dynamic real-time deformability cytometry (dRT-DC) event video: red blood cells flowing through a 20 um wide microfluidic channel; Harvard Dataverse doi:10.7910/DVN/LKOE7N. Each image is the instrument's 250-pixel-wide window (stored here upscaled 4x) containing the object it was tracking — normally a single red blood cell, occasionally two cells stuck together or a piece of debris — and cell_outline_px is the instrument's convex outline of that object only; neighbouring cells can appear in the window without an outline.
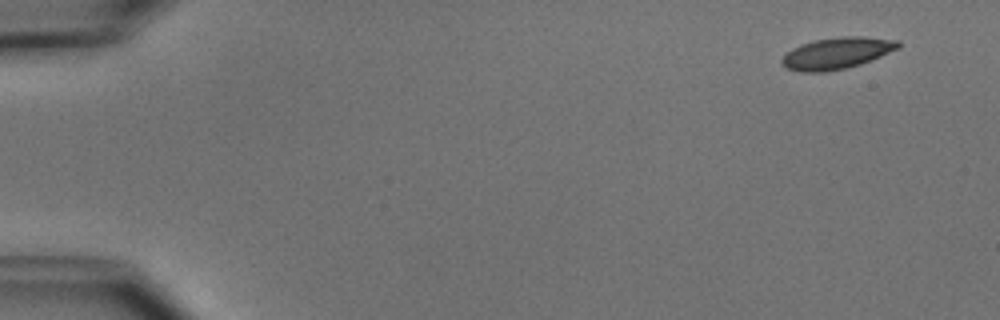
{"species": "common noctule bat (a hibernating species)", "species_latin": "Nyctalus noctula", "temperature_condition": "cold", "stored_images_in_passage": 5, "camera_frame_rate_fps": 3000, "um_per_image_px": 0.085, "animal": {"sex": "male", "body_mass_g": 15.6}, "frame": {"image": 1, "passage_image": 1, "time_ms": 0.0, "image_size_px": [1000, 320], "cell_outline_px": [[900, 48], [860, 64], [844, 68], [824, 72], [800, 72], [784, 68], [780, 64], [780, 60], [792, 48], [800, 44], [816, 40], [840, 36], [864, 36], [900, 40]], "centroid_in_image_um": [71.11, 4.52], "position_along_channel_um": 13.9, "area_um2": 21.5}}
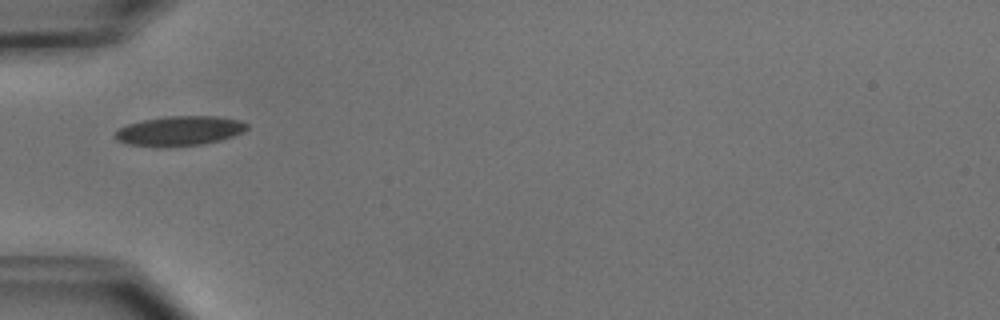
{"frame": {"image": 2, "passage_image": 5, "time_ms": 4.667, "image_size_px": [1000, 320], "cell_outline_px": [[248, 128], [244, 132], [220, 140], [200, 144], [164, 148], [156, 148], [128, 144], [116, 140], [112, 132], [128, 124], [144, 120], [168, 116], [216, 116], [240, 120], [248, 124]], "centroid_in_image_um": [15.22, 11.14], "position_along_channel_um": 69.8, "area_um2": 23.06}}